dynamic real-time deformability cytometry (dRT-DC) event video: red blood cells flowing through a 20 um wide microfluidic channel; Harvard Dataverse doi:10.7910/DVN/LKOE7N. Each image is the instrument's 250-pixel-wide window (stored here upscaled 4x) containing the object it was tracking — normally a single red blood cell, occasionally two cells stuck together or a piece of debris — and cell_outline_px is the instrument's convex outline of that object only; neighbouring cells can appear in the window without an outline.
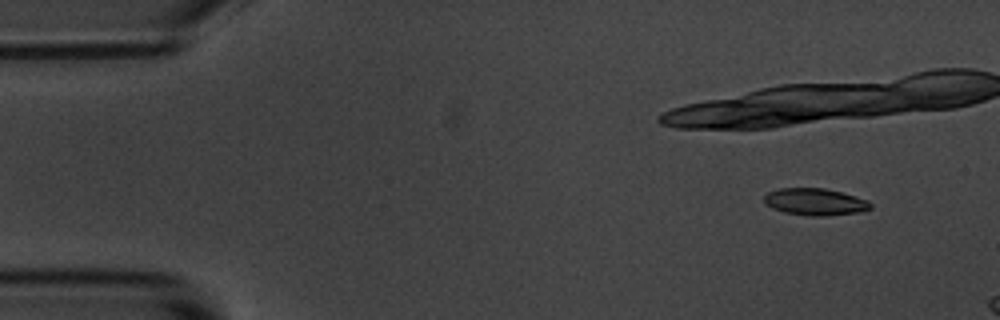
{"species": "common noctule bat (a hibernating species)", "species_latin": "Nyctalus noctula", "temperature_condition": "room temperature", "stored_images_in_passage": 5, "camera_frame_rate_fps": 3000, "um_per_image_px": 0.085, "animal": {"sex": "male", "body_mass_g": 20.1, "forearm_length_mm": 53.5}, "frame": {"image": 1, "passage_image": 2, "time_ms": 1.0, "image_size_px": [1000, 320], "cell_outline_px": [[872, 208], [860, 212], [824, 216], [808, 216], [784, 212], [772, 208], [764, 204], [764, 196], [768, 192], [780, 188], [824, 188], [840, 192], [868, 200], [872, 204]], "centroid_in_image_um": [69.27, 17.16], "position_along_channel_um": 15.7, "area_um2": 16.76}}